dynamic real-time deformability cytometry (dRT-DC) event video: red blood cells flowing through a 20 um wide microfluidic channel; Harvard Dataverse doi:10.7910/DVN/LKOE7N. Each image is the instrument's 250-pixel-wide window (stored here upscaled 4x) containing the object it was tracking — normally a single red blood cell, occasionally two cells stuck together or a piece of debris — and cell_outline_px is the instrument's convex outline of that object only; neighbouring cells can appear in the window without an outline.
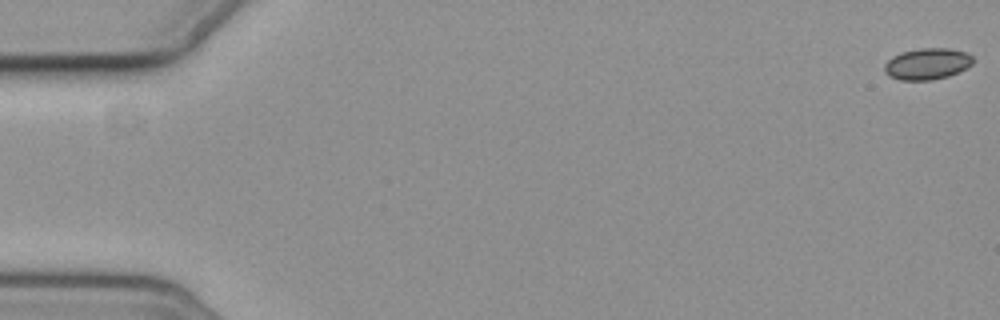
{"species": "common noctule bat (a hibernating species)", "species_latin": "Nyctalus noctula", "temperature_condition": "cold", "stored_images_in_passage": 2, "camera_frame_rate_fps": 3000, "um_per_image_px": 0.085, "animal": {"sex": "female", "body_mass_g": 19.3, "forearm_length_mm": 54.1}, "frame": {"image": 1, "passage_image": 2, "time_ms": 1.0, "image_size_px": [1000, 320], "cell_outline_px": [[972, 64], [968, 68], [960, 72], [948, 76], [932, 80], [900, 80], [888, 76], [884, 72], [884, 64], [892, 56], [904, 52], [924, 48], [948, 48], [968, 52], [972, 56]], "centroid_in_image_um": [78.83, 5.44], "position_along_channel_um": 6.2, "area_um2": 16.3}}